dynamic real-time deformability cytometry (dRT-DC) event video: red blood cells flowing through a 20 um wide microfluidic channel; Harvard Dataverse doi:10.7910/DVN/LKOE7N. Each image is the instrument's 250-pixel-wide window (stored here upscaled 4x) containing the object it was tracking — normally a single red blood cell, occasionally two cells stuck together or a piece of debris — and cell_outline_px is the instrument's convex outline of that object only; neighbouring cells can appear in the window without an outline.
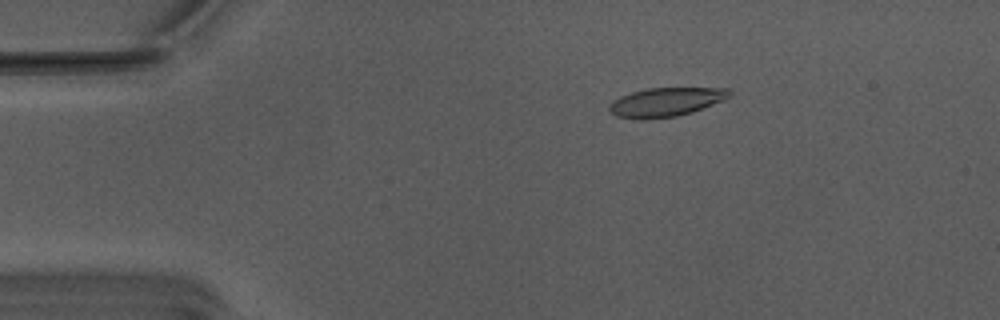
{"species": "Egyptian fruit bat (a non-hibernating species)", "species_latin": "Rousettus aegyptiacus", "temperature_condition": "warm", "stored_images_in_passage": 47, "camera_frame_rate_fps": 3000, "um_per_image_px": 0.085, "animal": {"sex": "male"}, "frame": {"image": 1, "passage_image": 2, "time_ms": 0.333, "image_size_px": [1000, 320], "cell_outline_px": [[732, 96], [724, 100], [692, 112], [676, 116], [648, 120], [636, 120], [616, 116], [608, 108], [612, 100], [620, 96], [632, 92], [648, 88], [728, 88], [732, 92]], "centroid_in_image_um": [56.59, 8.68], "position_along_channel_um": 28.4, "area_um2": 20.46}}
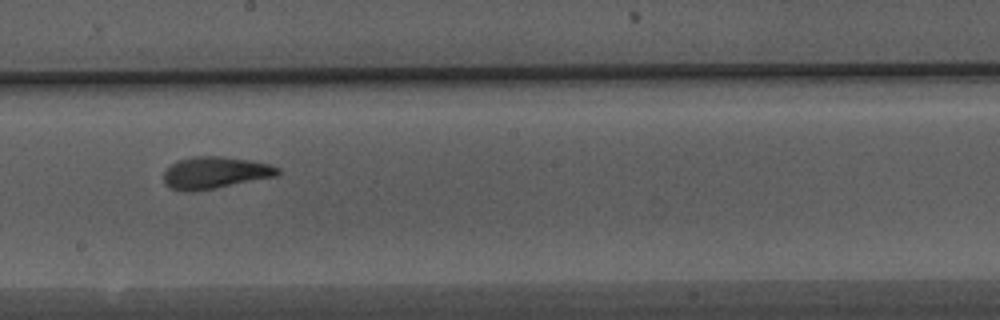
{"frame": {"image": 2, "passage_image": 23, "time_ms": 7.333, "image_size_px": [1000, 320], "cell_outline_px": [[280, 172], [276, 176], [216, 188], [192, 192], [184, 192], [168, 188], [164, 184], [164, 172], [176, 160], [192, 156], [220, 156], [252, 160], [268, 164], [280, 168]], "centroid_in_image_um": [18.24, 14.68], "position_along_channel_um": 230.0, "area_um2": 21.44}}
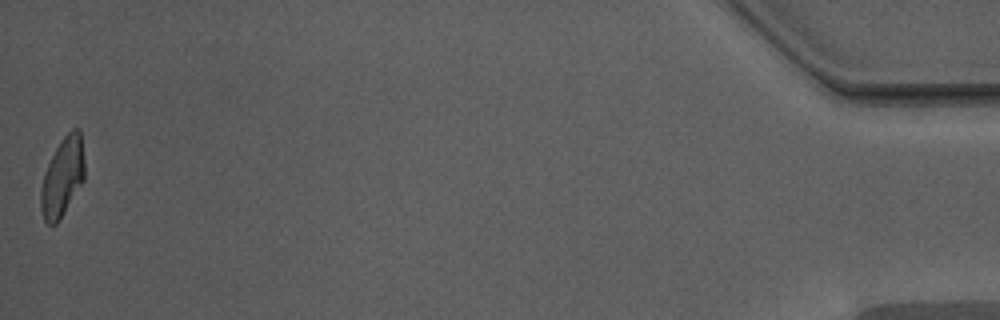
{"frame": {"image": 3, "passage_image": 47, "time_ms": 15.333, "image_size_px": [1000, 320], "cell_outline_px": [[84, 180], [64, 212], [56, 224], [48, 224], [44, 220], [40, 208], [40, 192], [44, 172], [56, 148], [64, 136], [72, 128], [80, 128], [84, 160]], "centroid_in_image_um": [5.31, 15.04], "position_along_channel_um": 429.9, "area_um2": 19.94}, "authors_computed_cell_mechanics": {"area_um2": 20.9236, "velocity_mm_per_s": 3.7587, "shape_relaxation_time_tau1_ms": 5.5231, "shape_relaxation_time_tau2_ms": 1.2316, "deformation_change_tau1": 0.2017, "deformation_change_tau2": 0.0908}}